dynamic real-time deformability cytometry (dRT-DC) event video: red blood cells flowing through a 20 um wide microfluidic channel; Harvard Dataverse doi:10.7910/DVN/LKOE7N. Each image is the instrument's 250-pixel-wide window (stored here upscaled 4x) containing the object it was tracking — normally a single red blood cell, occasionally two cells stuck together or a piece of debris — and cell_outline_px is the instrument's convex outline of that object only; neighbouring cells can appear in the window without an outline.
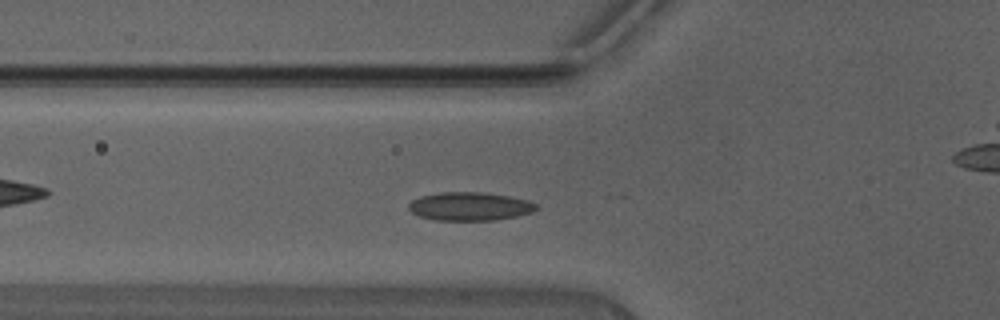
{"species": "Egyptian fruit bat (a non-hibernating species)", "species_latin": "Rousettus aegyptiacus", "temperature_condition": "warm", "stored_images_in_passage": 39, "camera_frame_rate_fps": 3000, "um_per_image_px": 0.085, "animal": {"sex": "male"}, "frame": {"image": 1, "passage_image": 9, "time_ms": 2.667, "image_size_px": [1000, 320], "cell_outline_px": [[540, 208], [532, 212], [516, 216], [496, 220], [436, 220], [420, 216], [412, 212], [408, 208], [408, 204], [412, 200], [420, 196], [440, 192], [480, 192], [512, 196], [528, 200], [536, 204]], "centroid_in_image_um": [39.95, 17.53], "position_along_channel_um": 85.8, "area_um2": 21.21}}
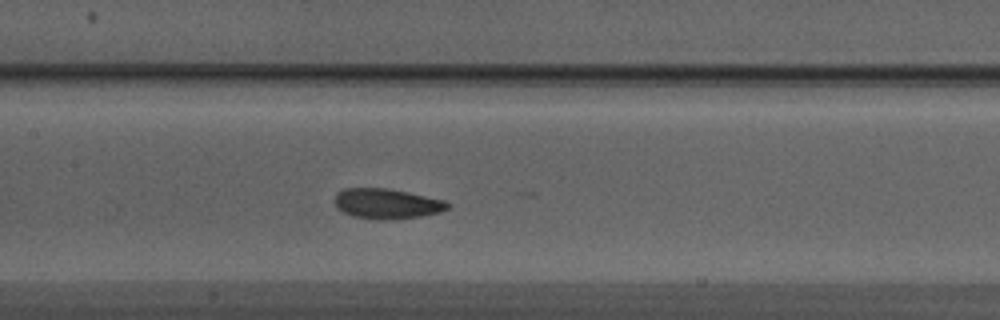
{"frame": {"image": 2, "passage_image": 15, "time_ms": 4.667, "image_size_px": [1000, 320], "cell_outline_px": [[448, 208], [440, 212], [420, 216], [392, 220], [376, 220], [352, 216], [336, 208], [336, 192], [344, 188], [388, 188], [408, 192], [444, 200], [448, 204]], "centroid_in_image_um": [32.85, 17.32], "position_along_channel_um": 174.6, "area_um2": 19.88}}
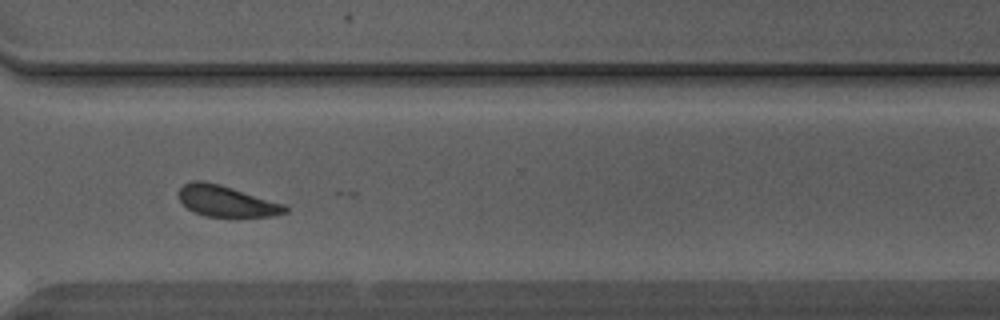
{"frame": {"image": 3, "passage_image": 27, "time_ms": 8.667, "image_size_px": [1000, 320], "cell_outline_px": [[288, 212], [272, 216], [204, 216], [192, 212], [180, 200], [176, 192], [184, 184], [192, 180], [204, 180], [220, 184], [284, 204], [288, 208]], "centroid_in_image_um": [19.19, 17.08], "position_along_channel_um": 351.4, "area_um2": 19.25}, "authors_computed_cell_mechanics": {"area_um2": 19.4786, "velocity_mm_per_s": 4.4154, "shape_relaxation_time_tau1_ms": 1.2354, "shape_relaxation_time_tau2_ms": 3.0924, "deformation_change_tau1": 0.0564, "deformation_change_tau2": 0.0847}}